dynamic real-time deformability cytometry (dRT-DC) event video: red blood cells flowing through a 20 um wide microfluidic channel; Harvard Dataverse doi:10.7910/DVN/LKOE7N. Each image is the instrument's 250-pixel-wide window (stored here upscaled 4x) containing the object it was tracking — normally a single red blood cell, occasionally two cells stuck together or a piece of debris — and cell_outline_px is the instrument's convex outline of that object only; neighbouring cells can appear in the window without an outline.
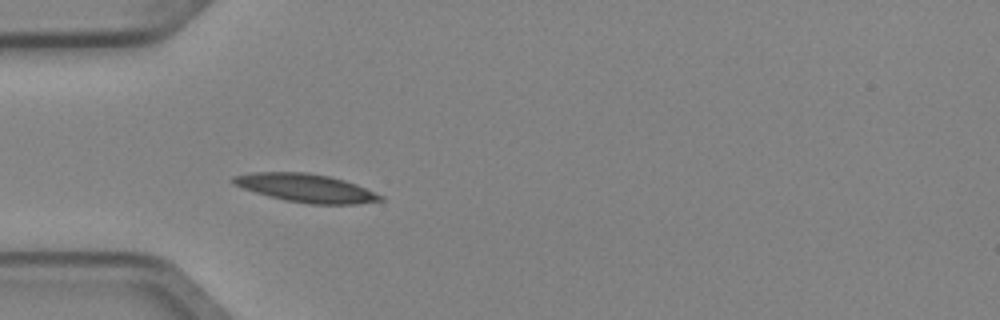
{"species": "Egyptian fruit bat (a non-hibernating species)", "species_latin": "Rousettus aegyptiacus", "temperature_condition": "cold", "stored_images_in_passage": 2, "camera_frame_rate_fps": 3000, "um_per_image_px": 0.085, "animal": {"sex": "female"}, "frame": {"image": 1, "passage_image": 2, "time_ms": 0.333, "image_size_px": [1000, 320], "cell_outline_px": [[384, 200], [356, 204], [308, 204], [284, 200], [268, 196], [244, 188], [228, 180], [232, 176], [252, 172], [308, 172], [328, 176], [344, 180], [356, 184], [384, 196]], "centroid_in_image_um": [26.0, 15.98], "position_along_channel_um": 59.0, "area_um2": 24.28}}